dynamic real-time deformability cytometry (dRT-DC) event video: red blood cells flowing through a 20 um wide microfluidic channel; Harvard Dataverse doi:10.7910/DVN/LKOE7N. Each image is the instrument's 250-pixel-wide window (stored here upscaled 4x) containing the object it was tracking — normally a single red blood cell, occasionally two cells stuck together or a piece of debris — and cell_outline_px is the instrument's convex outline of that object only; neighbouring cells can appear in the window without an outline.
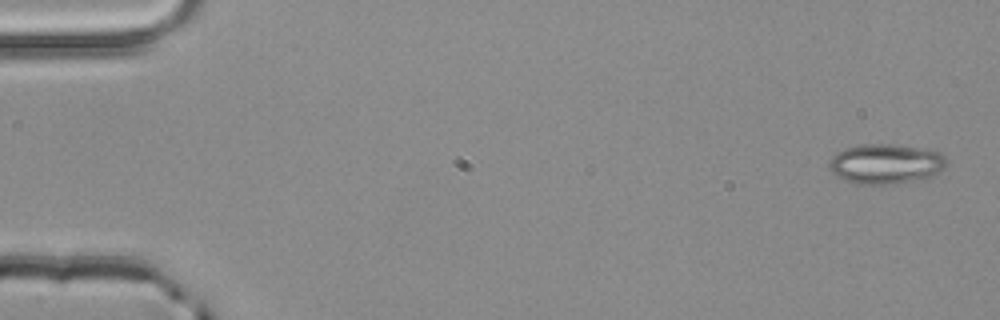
{"species": "common noctule bat (a hibernating species)", "species_latin": "Nyctalus noctula", "temperature_condition": "room temperature", "stored_images_in_passage": 5, "camera_frame_rate_fps": 3000, "um_per_image_px": 0.085, "animal": {"sex": "male", "body_mass_g": 20.4}, "frame": {"image": 1, "passage_image": 1, "time_ms": 0.0, "image_size_px": [1000, 320], "cell_outline_px": [[944, 168], [940, 172], [928, 180], [892, 184], [856, 184], [844, 180], [836, 176], [828, 168], [828, 164], [832, 156], [836, 152], [860, 144], [888, 144], [916, 148], [940, 152], [944, 156]], "centroid_in_image_um": [75.28, 13.96], "position_along_channel_um": 9.7, "area_um2": 27.51}}